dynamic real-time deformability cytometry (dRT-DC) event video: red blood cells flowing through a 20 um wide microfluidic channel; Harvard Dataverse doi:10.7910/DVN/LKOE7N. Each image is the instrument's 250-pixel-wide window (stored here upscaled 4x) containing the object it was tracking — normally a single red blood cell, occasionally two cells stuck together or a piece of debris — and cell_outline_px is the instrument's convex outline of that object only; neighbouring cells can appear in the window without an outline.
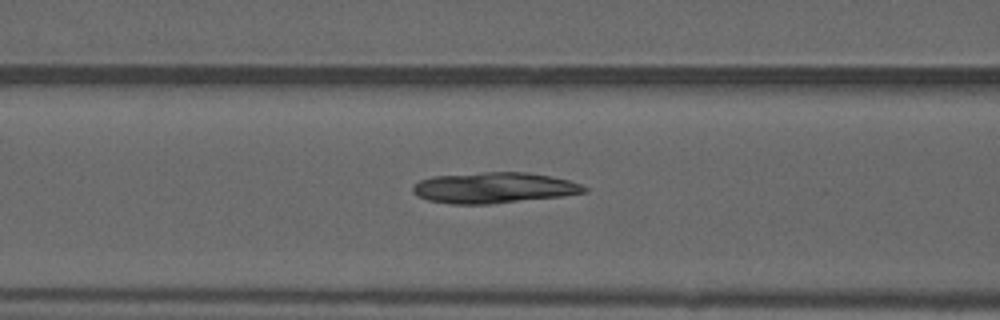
{"species": "common noctule bat (a hibernating species)", "species_latin": "Nyctalus noctula", "temperature_condition": "warm", "stored_images_in_passage": 28, "camera_frame_rate_fps": 3000, "um_per_image_px": 0.085, "animal": {"sex": "male", "forearm_length_mm": 52.5}, "frame": {"image": 1, "passage_image": 12, "time_ms": 3.667, "image_size_px": [1000, 320], "cell_outline_px": [[588, 192], [564, 196], [492, 204], [448, 204], [428, 200], [412, 192], [412, 188], [420, 180], [432, 176], [484, 172], [528, 172], [568, 180], [580, 184], [588, 188]], "centroid_in_image_um": [42.0, 15.97], "position_along_channel_um": 124.6, "area_um2": 30.87}}
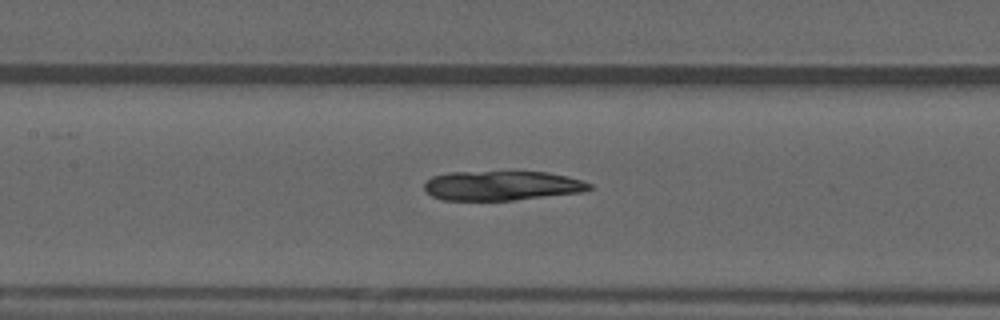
{"frame": {"image": 2, "passage_image": 15, "time_ms": 4.667, "image_size_px": [1000, 320], "cell_outline_px": [[592, 188], [584, 192], [512, 200], [444, 200], [432, 196], [424, 188], [424, 184], [432, 176], [448, 172], [548, 172], [568, 176], [592, 184]], "centroid_in_image_um": [42.67, 15.78], "position_along_channel_um": 164.7, "area_um2": 28.32}}
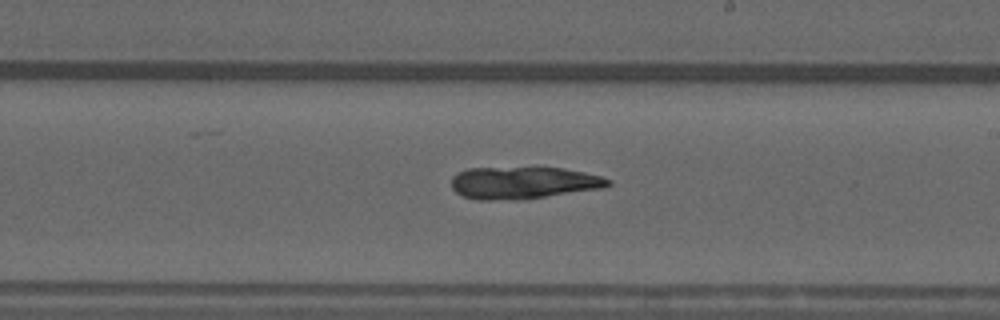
{"frame": {"image": 3, "passage_image": 21, "time_ms": 6.667, "image_size_px": [1000, 320], "cell_outline_px": [[612, 184], [600, 188], [524, 200], [476, 200], [464, 196], [456, 192], [452, 188], [452, 176], [468, 168], [560, 168], [584, 172], [600, 176], [612, 180]], "centroid_in_image_um": [44.47, 15.55], "position_along_channel_um": 244.5, "area_um2": 29.3}}